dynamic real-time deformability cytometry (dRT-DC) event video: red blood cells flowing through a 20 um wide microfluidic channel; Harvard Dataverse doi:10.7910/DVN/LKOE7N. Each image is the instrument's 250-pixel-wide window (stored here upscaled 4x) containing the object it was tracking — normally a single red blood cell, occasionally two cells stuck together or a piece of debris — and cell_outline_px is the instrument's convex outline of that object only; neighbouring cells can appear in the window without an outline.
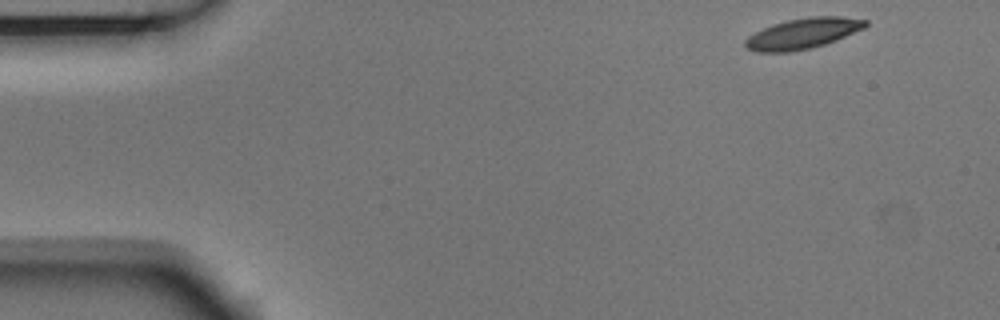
{"species": "Egyptian fruit bat (a non-hibernating species)", "species_latin": "Rousettus aegyptiacus", "temperature_condition": "room temperature", "stored_images_in_passage": 5, "camera_frame_rate_fps": 3000, "um_per_image_px": 0.085, "animal": {"sex": "male"}, "frame": {"image": 1, "passage_image": 1, "time_ms": 0.0, "image_size_px": [1000, 320], "cell_outline_px": [[868, 24], [864, 28], [836, 40], [812, 48], [788, 52], [756, 52], [744, 48], [744, 40], [748, 36], [772, 24], [788, 20], [808, 16], [840, 16], [868, 20]], "centroid_in_image_um": [68.22, 2.85], "position_along_channel_um": 16.8, "area_um2": 21.5}}
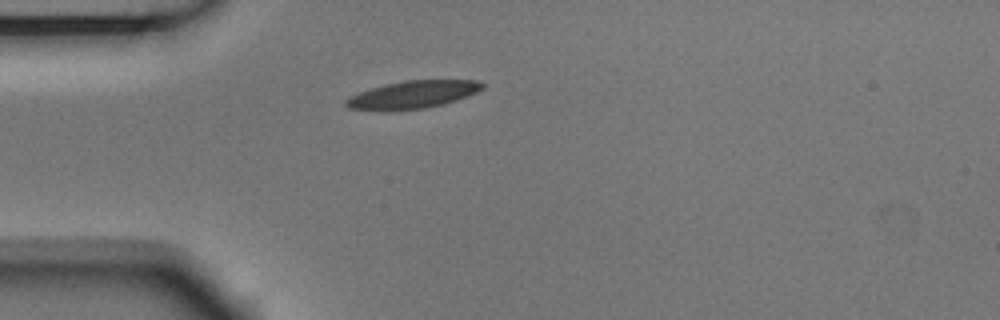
{"frame": {"image": 2, "passage_image": 4, "time_ms": 1.0, "image_size_px": [1000, 320], "cell_outline_px": [[484, 88], [476, 92], [456, 100], [444, 104], [424, 108], [388, 112], [348, 108], [344, 104], [344, 100], [348, 96], [384, 84], [404, 80], [480, 80], [484, 84]], "centroid_in_image_um": [35.04, 8.05], "position_along_channel_um": 50.0, "area_um2": 22.31}}